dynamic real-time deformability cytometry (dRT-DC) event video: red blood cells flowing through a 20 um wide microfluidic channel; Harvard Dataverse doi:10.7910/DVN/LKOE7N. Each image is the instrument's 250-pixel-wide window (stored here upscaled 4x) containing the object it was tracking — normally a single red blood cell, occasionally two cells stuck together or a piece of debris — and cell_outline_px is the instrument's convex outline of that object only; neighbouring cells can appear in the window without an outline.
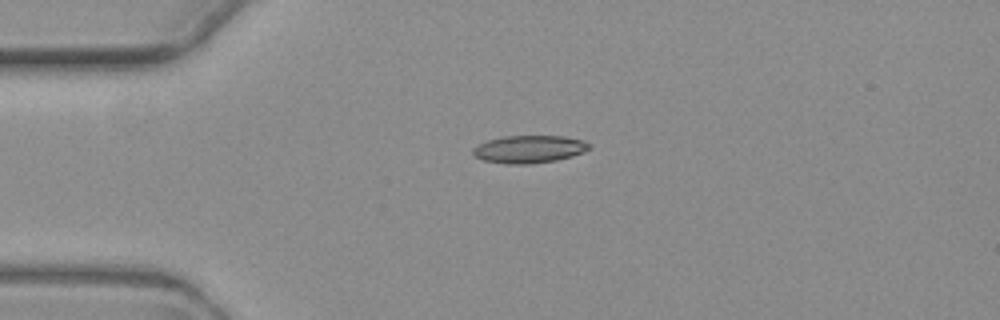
{"species": "common noctule bat (a hibernating species)", "species_latin": "Nyctalus noctula", "temperature_condition": "warm", "stored_images_in_passage": 1, "camera_frame_rate_fps": 3000, "um_per_image_px": 0.085, "animal": {"sex": "female", "body_mass_g": 19.3, "forearm_length_mm": 54.1}, "frame": {"image": 1, "passage_image": 1, "time_ms": 0.0, "image_size_px": [1000, 320], "cell_outline_px": [[592, 148], [584, 152], [572, 156], [556, 160], [528, 164], [508, 164], [484, 160], [476, 156], [472, 152], [472, 148], [488, 140], [504, 136], [564, 136], [584, 140], [592, 144]], "centroid_in_image_um": [45.04, 12.67], "position_along_channel_um": 40.0, "area_um2": 18.73}}